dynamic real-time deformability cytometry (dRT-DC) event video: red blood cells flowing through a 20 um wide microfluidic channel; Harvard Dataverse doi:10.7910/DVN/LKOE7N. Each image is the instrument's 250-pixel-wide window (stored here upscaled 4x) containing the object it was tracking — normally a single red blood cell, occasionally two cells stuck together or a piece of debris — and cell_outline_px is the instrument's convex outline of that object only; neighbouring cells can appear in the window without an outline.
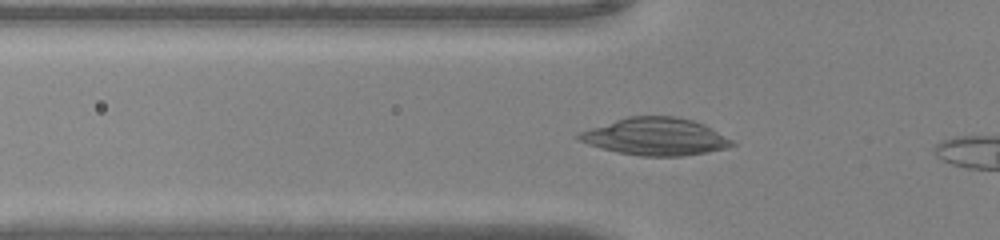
{"species": "common noctule bat (a hibernating species)", "species_latin": "Nyctalus noctula", "temperature_condition": "warm", "stored_images_in_passage": 32, "camera_frame_rate_fps": 3000, "um_per_image_px": 0.085, "animal": {"sex": "male", "body_mass_g": 20.0, "forearm_length_mm": 53.3}, "frame": {"image": 1, "passage_image": 6, "time_ms": 1.667, "image_size_px": [1000, 240], "cell_outline_px": [[736, 144], [728, 148], [708, 152], [684, 156], [640, 156], [616, 152], [600, 148], [576, 140], [576, 136], [580, 132], [628, 116], [676, 116], [692, 120], [704, 124], [712, 128], [732, 140]], "centroid_in_image_um": [55.73, 11.62], "position_along_channel_um": 70.1, "area_um2": 33.35}}
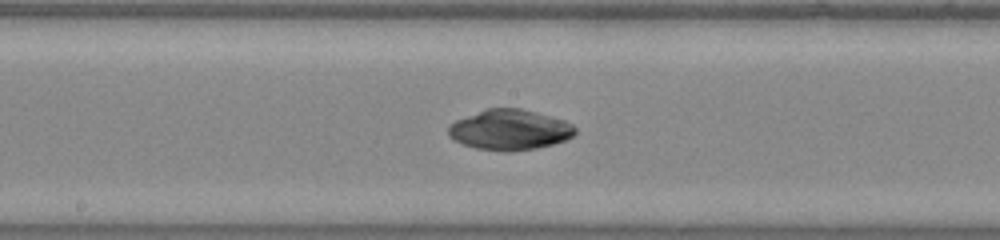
{"frame": {"image": 2, "passage_image": 16, "time_ms": 5.0, "image_size_px": [1000, 240], "cell_outline_px": [[576, 132], [568, 140], [536, 148], [508, 152], [476, 148], [452, 140], [448, 136], [448, 124], [456, 120], [488, 108], [520, 108], [536, 112], [564, 120], [572, 124], [576, 128]], "centroid_in_image_um": [43.32, 11.04], "position_along_channel_um": 204.9, "area_um2": 29.88}}
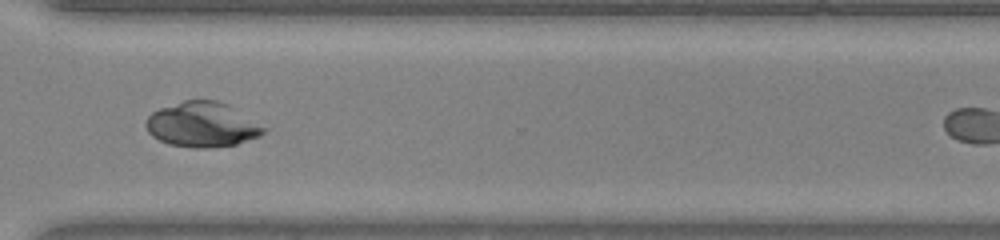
{"frame": {"image": 3, "passage_image": 27, "time_ms": 8.667, "image_size_px": [1000, 240], "cell_outline_px": [[268, 128], [260, 136], [236, 144], [208, 148], [192, 148], [168, 144], [152, 136], [148, 132], [144, 124], [144, 120], [152, 112], [160, 108], [184, 100], [216, 100], [228, 104]], "centroid_in_image_um": [17.17, 10.59], "position_along_channel_um": 353.4, "area_um2": 31.04}}